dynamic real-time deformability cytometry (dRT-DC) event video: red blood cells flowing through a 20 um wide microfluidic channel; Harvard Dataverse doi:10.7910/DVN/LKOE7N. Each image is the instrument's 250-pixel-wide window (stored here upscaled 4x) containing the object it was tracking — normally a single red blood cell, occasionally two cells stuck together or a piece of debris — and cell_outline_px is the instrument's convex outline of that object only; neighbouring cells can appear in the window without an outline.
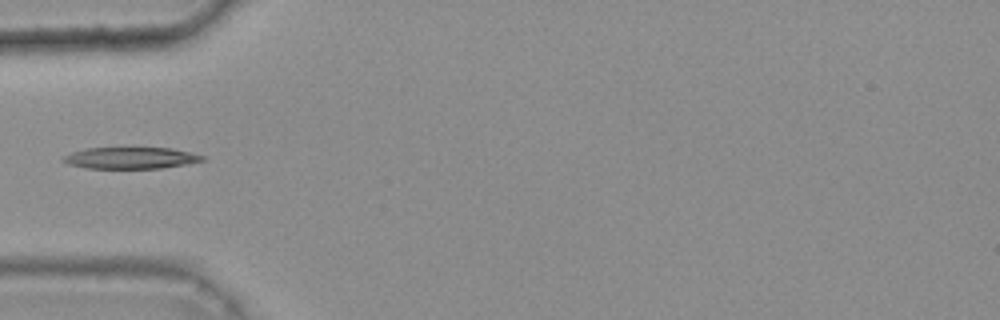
{"species": "common noctule bat (a hibernating species)", "species_latin": "Nyctalus noctula", "temperature_condition": "warm", "stored_images_in_passage": 30, "camera_frame_rate_fps": 3000, "um_per_image_px": 0.085, "animal": {"sex": "female", "body_mass_g": 25.1}, "frame": {"image": 1, "passage_image": 1, "time_ms": 0.0, "image_size_px": [1000, 320], "cell_outline_px": [[204, 160], [184, 164], [160, 168], [88, 168], [68, 164], [60, 160], [64, 156], [72, 152], [84, 148], [168, 148], [188, 152], [204, 156]], "centroid_in_image_um": [11.04, 13.42], "position_along_channel_um": 74.0, "area_um2": 17.17}}
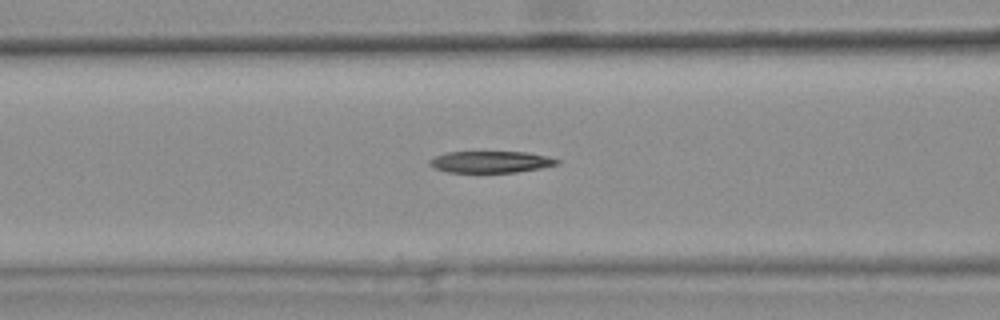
{"frame": {"image": 2, "passage_image": 5, "time_ms": 1.333, "image_size_px": [1000, 320], "cell_outline_px": [[560, 164], [540, 168], [516, 172], [448, 172], [436, 168], [428, 164], [428, 160], [436, 156], [448, 152], [524, 152], [544, 156], [560, 160]], "centroid_in_image_um": [41.7, 13.76], "position_along_channel_um": 124.9, "area_um2": 15.84}}